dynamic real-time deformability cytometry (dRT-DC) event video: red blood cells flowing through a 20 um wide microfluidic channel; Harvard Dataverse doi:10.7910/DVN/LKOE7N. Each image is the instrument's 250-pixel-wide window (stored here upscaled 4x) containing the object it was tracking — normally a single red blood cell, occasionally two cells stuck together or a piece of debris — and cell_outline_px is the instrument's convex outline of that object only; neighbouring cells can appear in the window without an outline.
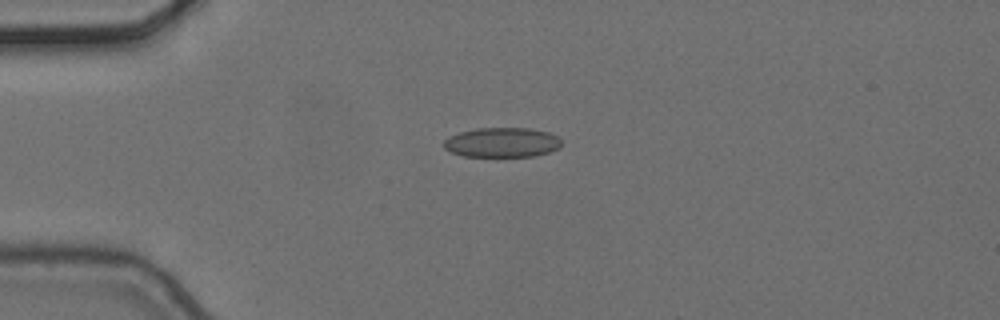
{"species": "common noctule bat (a hibernating species)", "species_latin": "Nyctalus noctula", "temperature_condition": "cold", "stored_images_in_passage": 4, "camera_frame_rate_fps": 3000, "um_per_image_px": 0.085, "animal": {"sex": "female", "body_mass_g": 24.6, "forearm_length_mm": 56.2}, "frame": {"image": 1, "passage_image": 3, "time_ms": 0.667, "image_size_px": [1000, 320], "cell_outline_px": [[560, 148], [536, 156], [464, 156], [452, 152], [444, 148], [444, 140], [448, 136], [460, 132], [476, 128], [528, 128], [548, 132], [556, 136], [560, 140]], "centroid_in_image_um": [42.66, 12.1], "position_along_channel_um": 42.3, "area_um2": 20.29}}